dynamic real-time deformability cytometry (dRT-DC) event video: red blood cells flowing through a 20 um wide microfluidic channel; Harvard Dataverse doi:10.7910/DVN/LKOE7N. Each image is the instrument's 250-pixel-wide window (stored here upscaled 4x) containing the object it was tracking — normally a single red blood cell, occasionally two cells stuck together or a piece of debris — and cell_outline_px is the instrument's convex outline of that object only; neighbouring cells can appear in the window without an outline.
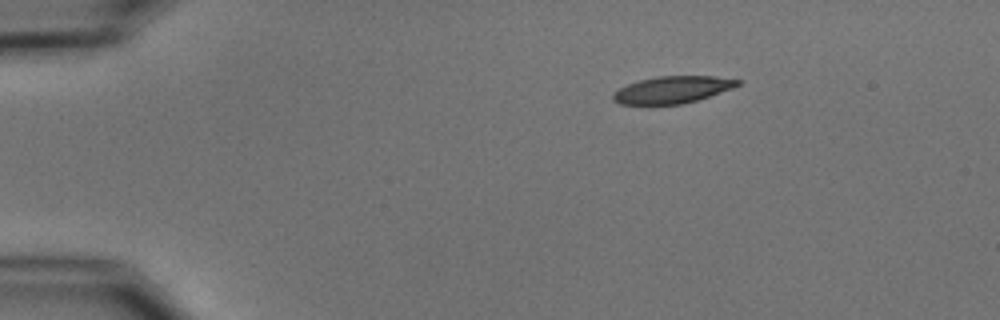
{"species": "common noctule bat (a hibernating species)", "species_latin": "Nyctalus noctula", "temperature_condition": "cold", "stored_images_in_passage": 3, "camera_frame_rate_fps": 3000, "um_per_image_px": 0.085, "animal": {"sex": "male", "body_mass_g": 15.6}, "frame": {"image": 1, "passage_image": 1, "time_ms": 0.0, "image_size_px": [1000, 320], "cell_outline_px": [[744, 80], [740, 84], [732, 88], [684, 104], [620, 104], [612, 100], [612, 92], [628, 84], [640, 80], [656, 76], [712, 76]], "centroid_in_image_um": [57.14, 7.62], "position_along_channel_um": 27.9, "area_um2": 19.54}}